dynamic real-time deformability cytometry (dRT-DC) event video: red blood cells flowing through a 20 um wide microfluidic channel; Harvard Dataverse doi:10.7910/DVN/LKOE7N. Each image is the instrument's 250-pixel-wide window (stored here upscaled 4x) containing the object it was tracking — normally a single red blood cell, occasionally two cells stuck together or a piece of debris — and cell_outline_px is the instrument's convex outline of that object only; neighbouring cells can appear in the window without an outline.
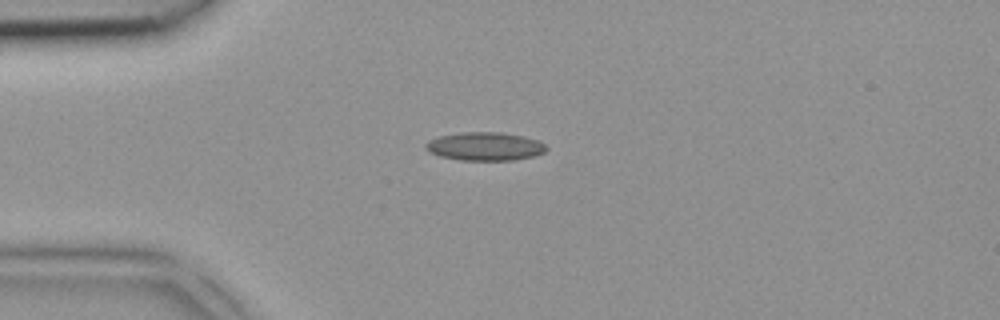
{"species": "common noctule bat (a hibernating species)", "species_latin": "Nyctalus noctula", "temperature_condition": "room temperature", "stored_images_in_passage": 2, "camera_frame_rate_fps": 3000, "um_per_image_px": 0.085, "animal": {"sex": "female", "body_mass_g": 18.4}, "frame": {"image": 1, "passage_image": 1, "time_ms": 0.0, "image_size_px": [1000, 320], "cell_outline_px": [[548, 148], [544, 152], [532, 156], [512, 160], [460, 160], [440, 156], [424, 148], [424, 144], [428, 140], [440, 136], [460, 132], [500, 132], [524, 136], [540, 140]], "centroid_in_image_um": [41.22, 12.43], "position_along_channel_um": 43.8, "area_um2": 19.94}}